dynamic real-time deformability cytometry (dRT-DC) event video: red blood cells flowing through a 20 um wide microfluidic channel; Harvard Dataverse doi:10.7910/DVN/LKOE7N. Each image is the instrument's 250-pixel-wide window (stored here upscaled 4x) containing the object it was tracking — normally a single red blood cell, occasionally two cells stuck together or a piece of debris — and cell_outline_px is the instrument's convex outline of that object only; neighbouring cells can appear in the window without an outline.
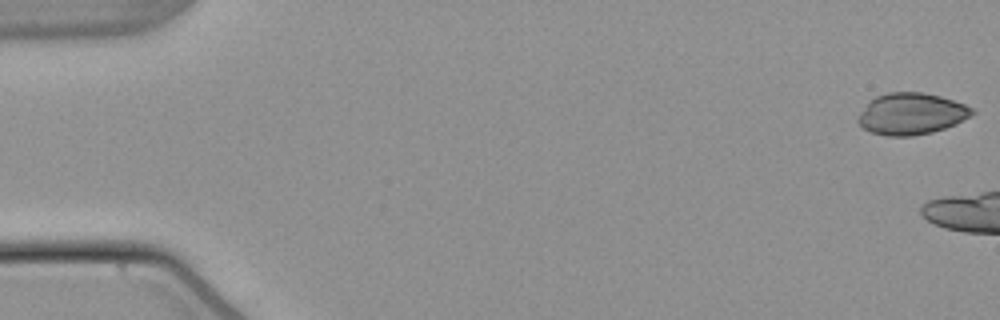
{"species": "common noctule bat (a hibernating species)", "species_latin": "Nyctalus noctula", "temperature_condition": "warm", "stored_images_in_passage": 7, "camera_frame_rate_fps": 3000, "um_per_image_px": 0.085, "animal": {"sex": "male", "body_mass_g": 21.5, "forearm_length_mm": 52.0}, "frame": {"image": 1, "passage_image": 1, "time_ms": 0.0, "image_size_px": [1000, 320], "cell_outline_px": [[976, 112], [972, 116], [956, 124], [932, 132], [912, 136], [884, 136], [872, 132], [864, 128], [856, 120], [860, 112], [876, 96], [888, 92], [920, 92], [940, 96], [964, 104], [972, 108]], "centroid_in_image_um": [77.48, 9.68], "position_along_channel_um": 7.5, "area_um2": 27.51}}